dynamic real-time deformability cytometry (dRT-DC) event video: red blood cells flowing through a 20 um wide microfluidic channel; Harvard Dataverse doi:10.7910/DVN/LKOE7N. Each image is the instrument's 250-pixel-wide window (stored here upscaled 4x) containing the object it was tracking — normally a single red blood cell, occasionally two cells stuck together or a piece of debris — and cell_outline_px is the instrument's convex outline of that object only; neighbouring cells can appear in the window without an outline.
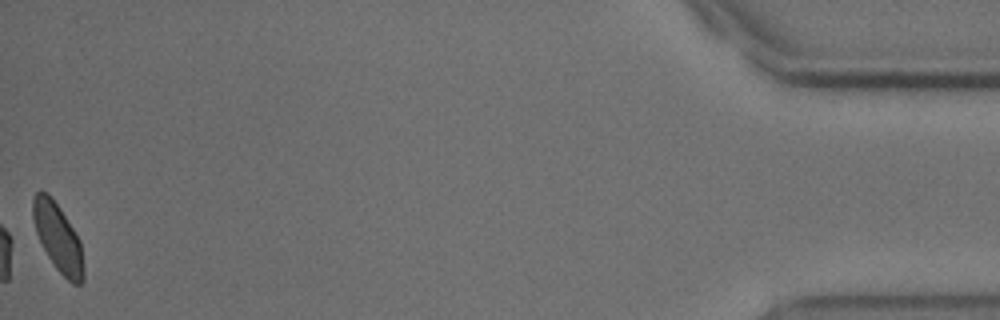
{"species": "common noctule bat (a hibernating species)", "species_latin": "Nyctalus noctula", "temperature_condition": "cold", "stored_images_in_passage": 42, "camera_frame_rate_fps": 3000, "um_per_image_px": 0.085, "animal": {"sex": "male", "body_mass_g": 18.8}, "frame": {"image": 1, "passage_image": 42, "time_ms": 13.667, "image_size_px": [1000, 320], "cell_outline_px": [[84, 280], [80, 284], [72, 284], [56, 268], [48, 256], [36, 232], [32, 216], [32, 200], [36, 192], [48, 192], [60, 208], [80, 240], [84, 268]], "centroid_in_image_um": [4.93, 20.2], "position_along_channel_um": 430.3, "area_um2": 19.88}, "authors_computed_cell_mechanics": {"area_um2": 20.8947, "velocity_mm_per_s": 3.6591, "shape_relaxation_time_tau1_ms": 1.6821, "shape_relaxation_time_tau2_ms": 2.9554, "deformation_change_tau1": 0.0645, "deformation_change_tau2": 0.0667}}